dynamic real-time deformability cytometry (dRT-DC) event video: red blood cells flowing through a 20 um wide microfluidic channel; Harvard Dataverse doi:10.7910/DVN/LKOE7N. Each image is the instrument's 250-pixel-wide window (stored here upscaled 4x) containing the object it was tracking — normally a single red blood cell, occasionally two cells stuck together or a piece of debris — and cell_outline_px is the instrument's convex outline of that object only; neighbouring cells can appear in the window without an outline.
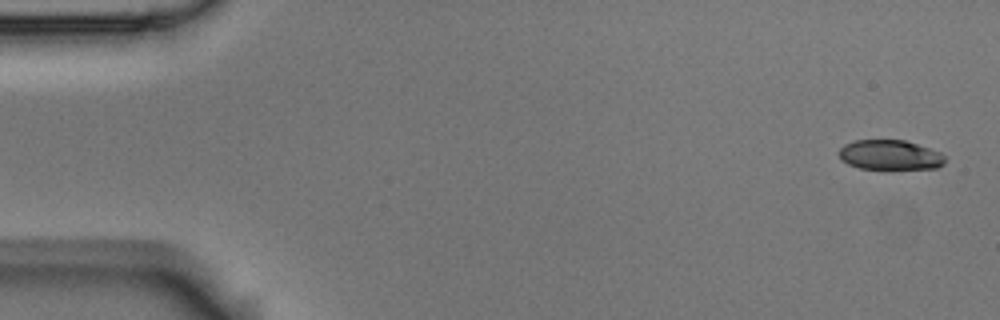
{"species": "Egyptian fruit bat (a non-hibernating species)", "species_latin": "Rousettus aegyptiacus", "temperature_condition": "room temperature", "stored_images_in_passage": 5, "camera_frame_rate_fps": 3000, "um_per_image_px": 0.085, "animal": {"sex": "male"}, "frame": {"image": 1, "passage_image": 1, "time_ms": 0.0, "image_size_px": [1000, 320], "cell_outline_px": [[944, 164], [936, 168], [860, 168], [848, 164], [840, 160], [836, 152], [844, 144], [852, 140], [904, 140], [940, 152], [944, 156]], "centroid_in_image_um": [75.57, 13.16], "position_along_channel_um": 9.4, "area_um2": 18.32}}
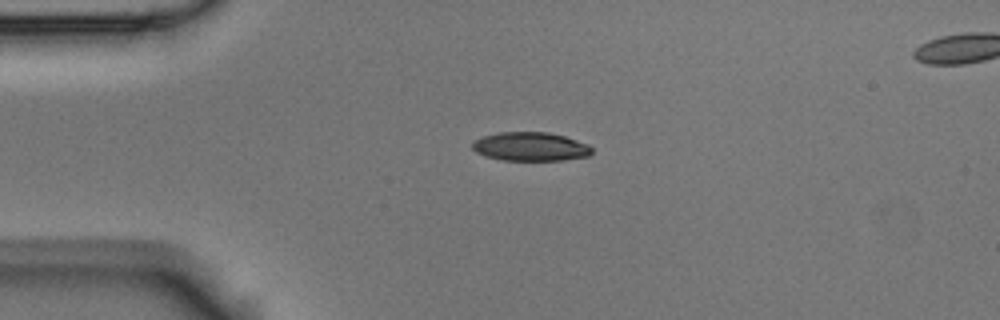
{"frame": {"image": 2, "passage_image": 4, "time_ms": 1.0, "image_size_px": [1000, 320], "cell_outline_px": [[592, 152], [588, 156], [560, 160], [504, 160], [488, 156], [476, 152], [472, 148], [472, 140], [496, 132], [548, 132], [564, 136], [588, 144], [592, 148]], "centroid_in_image_um": [45.07, 12.45], "position_along_channel_um": 39.9, "area_um2": 19.94}}